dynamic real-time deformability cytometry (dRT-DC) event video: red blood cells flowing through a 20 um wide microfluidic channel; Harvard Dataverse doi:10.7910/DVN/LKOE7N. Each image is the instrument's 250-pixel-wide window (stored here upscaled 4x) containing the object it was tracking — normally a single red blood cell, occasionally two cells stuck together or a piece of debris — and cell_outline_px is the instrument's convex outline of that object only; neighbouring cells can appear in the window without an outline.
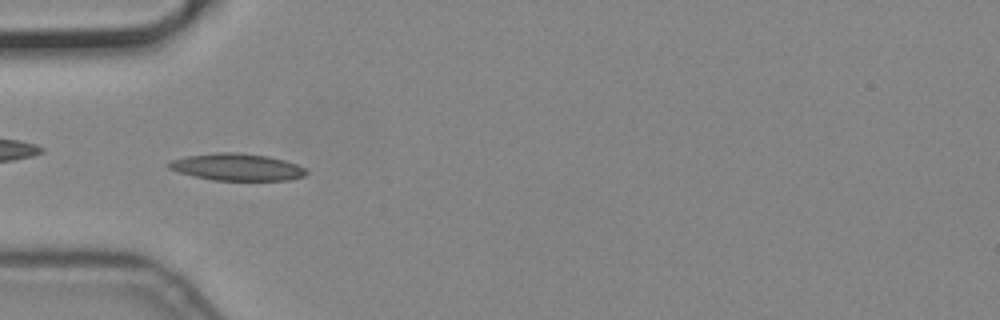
{"species": "common noctule bat (a hibernating species)", "species_latin": "Nyctalus noctula", "temperature_condition": "cold", "stored_images_in_passage": 4, "camera_frame_rate_fps": 3000, "um_per_image_px": 0.085, "animal": {"sex": "male", "body_mass_g": 19.2, "forearm_length_mm": 51.8}, "frame": {"image": 1, "passage_image": 4, "time_ms": 1.0, "image_size_px": [1000, 320], "cell_outline_px": [[308, 172], [304, 176], [288, 180], [212, 180], [180, 172], [168, 168], [168, 164], [172, 160], [188, 156], [216, 152], [236, 152], [268, 156], [284, 160], [296, 164], [304, 168]], "centroid_in_image_um": [20.17, 14.2], "position_along_channel_um": 64.8, "area_um2": 21.39}}